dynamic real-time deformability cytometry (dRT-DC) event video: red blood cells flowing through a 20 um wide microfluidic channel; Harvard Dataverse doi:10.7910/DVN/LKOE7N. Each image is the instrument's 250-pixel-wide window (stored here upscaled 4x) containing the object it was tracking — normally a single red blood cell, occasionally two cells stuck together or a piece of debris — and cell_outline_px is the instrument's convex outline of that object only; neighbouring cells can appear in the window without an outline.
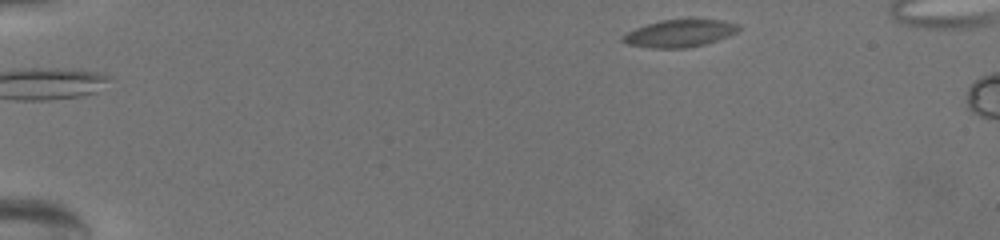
{"species": "common noctule bat (a hibernating species)", "species_latin": "Nyctalus noctula", "temperature_condition": "warm", "stored_images_in_passage": 7, "camera_frame_rate_fps": 3000, "um_per_image_px": 0.085, "animal": {"sex": "female", "body_mass_g": 19.5, "forearm_length_mm": 54.1}, "frame": {"image": 1, "passage_image": 1, "time_ms": 0.0, "image_size_px": [1000, 240], "cell_outline_px": [[740, 28], [736, 32], [728, 36], [704, 44], [688, 48], [652, 48], [628, 44], [620, 40], [628, 32], [636, 28], [660, 20], [720, 20], [740, 24]], "centroid_in_image_um": [57.78, 2.84], "position_along_channel_um": 27.2, "area_um2": 18.15}}